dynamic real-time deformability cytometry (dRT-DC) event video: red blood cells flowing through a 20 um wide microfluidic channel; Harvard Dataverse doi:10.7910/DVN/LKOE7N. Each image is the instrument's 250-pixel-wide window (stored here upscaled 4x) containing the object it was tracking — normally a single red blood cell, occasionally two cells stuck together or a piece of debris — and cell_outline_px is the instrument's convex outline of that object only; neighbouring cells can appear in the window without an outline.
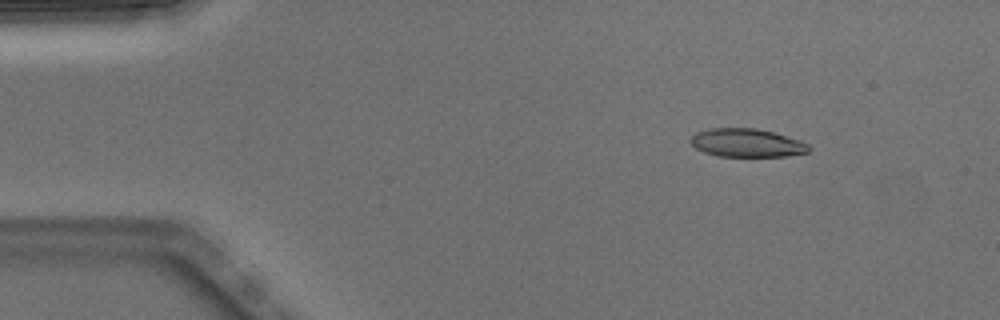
{"species": "Egyptian fruit bat (a non-hibernating species)", "species_latin": "Rousettus aegyptiacus", "temperature_condition": "warm", "stored_images_in_passage": 4, "camera_frame_rate_fps": 3000, "um_per_image_px": 0.085, "animal": {"sex": "male"}, "frame": {"image": 1, "passage_image": 2, "time_ms": 0.333, "image_size_px": [1000, 320], "cell_outline_px": [[812, 148], [808, 152], [784, 156], [720, 156], [704, 152], [696, 148], [688, 140], [696, 132], [708, 128], [756, 128], [772, 132], [800, 140], [808, 144]], "centroid_in_image_um": [63.46, 12.14], "position_along_channel_um": 21.5, "area_um2": 19.48}}